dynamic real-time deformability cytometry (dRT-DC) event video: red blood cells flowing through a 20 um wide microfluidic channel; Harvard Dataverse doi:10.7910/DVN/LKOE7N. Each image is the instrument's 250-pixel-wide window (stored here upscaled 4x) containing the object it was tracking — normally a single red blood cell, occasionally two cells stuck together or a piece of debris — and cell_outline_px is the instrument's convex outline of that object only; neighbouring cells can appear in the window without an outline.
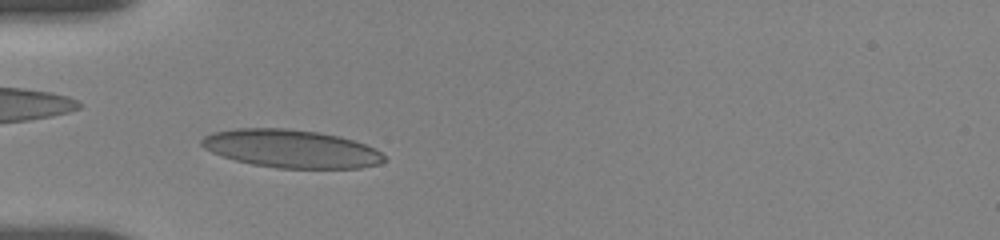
{"species": "human", "species_latin": "Homo sapiens", "temperature_condition": "room temperature", "stored_images_in_passage": 29, "camera_frame_rate_fps": 3000, "um_per_image_px": 0.085, "donor": {"sex": "female"}, "frame": {"image": 1, "passage_image": 8, "time_ms": 3.333, "image_size_px": [1000, 240], "cell_outline_px": [[388, 160], [380, 164], [360, 168], [276, 168], [252, 164], [236, 160], [212, 152], [204, 148], [200, 144], [200, 140], [204, 136], [212, 132], [236, 128], [288, 128], [320, 132], [352, 140], [364, 144], [380, 152]], "centroid_in_image_um": [24.73, 12.64], "position_along_channel_um": 60.3, "area_um2": 40.46}}
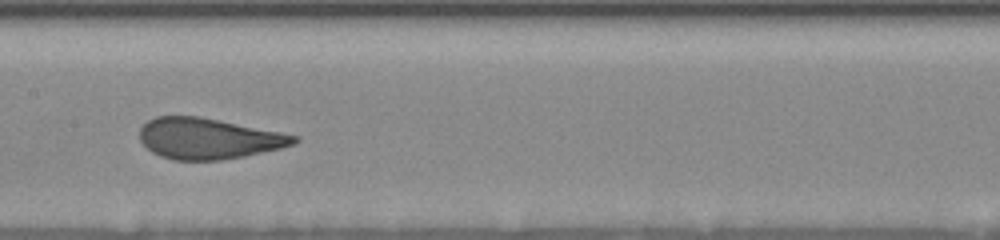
{"frame": {"image": 2, "passage_image": 15, "time_ms": 7.0, "image_size_px": [1000, 240], "cell_outline_px": [[300, 140], [296, 144], [280, 148], [244, 156], [220, 160], [172, 160], [160, 156], [152, 152], [140, 140], [140, 128], [148, 120], [156, 116], [196, 116], [280, 132], [300, 136]], "centroid_in_image_um": [17.72, 11.78], "position_along_channel_um": 189.7, "area_um2": 36.53}}
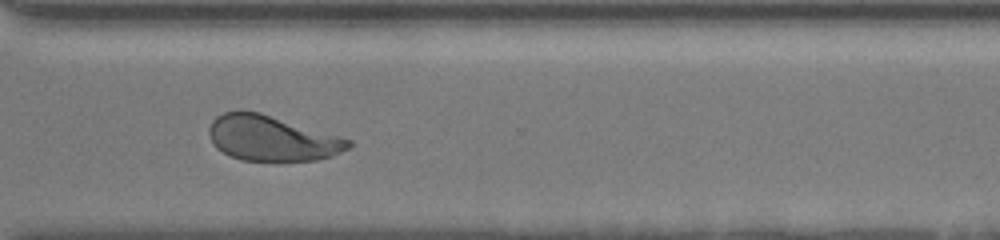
{"frame": {"image": 3, "passage_image": 24, "time_ms": 11.333, "image_size_px": [1000, 240], "cell_outline_px": [[352, 144], [348, 148], [332, 156], [316, 160], [276, 164], [240, 160], [216, 148], [212, 144], [208, 136], [208, 128], [212, 120], [216, 116], [224, 112], [260, 112], [352, 140]], "centroid_in_image_um": [23.09, 11.81], "position_along_channel_um": 347.5, "area_um2": 37.51}, "authors_computed_cell_mechanics": {"area_um2": 37.57, "velocity_mm_per_s": 3.6475, "shape_relaxation_time_tau1_ms": 4.5204, "shape_relaxation_time_tau2_ms": null, "deformation_change_tau1": 0.1798, "deformation_change_tau2": null}}